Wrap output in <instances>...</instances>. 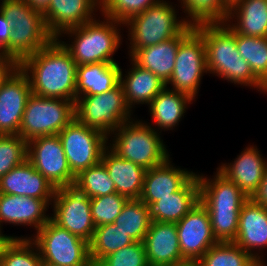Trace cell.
<instances>
[{"label":"cell","mask_w":267,"mask_h":266,"mask_svg":"<svg viewBox=\"0 0 267 266\" xmlns=\"http://www.w3.org/2000/svg\"><path fill=\"white\" fill-rule=\"evenodd\" d=\"M19 67L27 75L33 94L76 102L77 64L57 38L23 59Z\"/></svg>","instance_id":"6da1fadb"},{"label":"cell","mask_w":267,"mask_h":266,"mask_svg":"<svg viewBox=\"0 0 267 266\" xmlns=\"http://www.w3.org/2000/svg\"><path fill=\"white\" fill-rule=\"evenodd\" d=\"M50 207V219L55 224L91 242L96 227L89 197L74 186L57 188Z\"/></svg>","instance_id":"7c38bea8"},{"label":"cell","mask_w":267,"mask_h":266,"mask_svg":"<svg viewBox=\"0 0 267 266\" xmlns=\"http://www.w3.org/2000/svg\"><path fill=\"white\" fill-rule=\"evenodd\" d=\"M30 240L37 246L42 262L59 266H93L89 243L51 219Z\"/></svg>","instance_id":"9c48e42d"},{"label":"cell","mask_w":267,"mask_h":266,"mask_svg":"<svg viewBox=\"0 0 267 266\" xmlns=\"http://www.w3.org/2000/svg\"><path fill=\"white\" fill-rule=\"evenodd\" d=\"M180 14L192 26L203 23H224L230 13L225 0H177ZM185 13V14H184Z\"/></svg>","instance_id":"4dcf8cb0"},{"label":"cell","mask_w":267,"mask_h":266,"mask_svg":"<svg viewBox=\"0 0 267 266\" xmlns=\"http://www.w3.org/2000/svg\"><path fill=\"white\" fill-rule=\"evenodd\" d=\"M176 227L182 257L191 266L218 243L212 233L209 213L200 201L176 223Z\"/></svg>","instance_id":"5bb4252c"},{"label":"cell","mask_w":267,"mask_h":266,"mask_svg":"<svg viewBox=\"0 0 267 266\" xmlns=\"http://www.w3.org/2000/svg\"><path fill=\"white\" fill-rule=\"evenodd\" d=\"M0 11L12 28L9 43L0 52L17 63L54 38L46 28L43 12L31 7L25 0H0Z\"/></svg>","instance_id":"5b68a950"},{"label":"cell","mask_w":267,"mask_h":266,"mask_svg":"<svg viewBox=\"0 0 267 266\" xmlns=\"http://www.w3.org/2000/svg\"><path fill=\"white\" fill-rule=\"evenodd\" d=\"M174 3L160 0L124 23V29L128 30L125 34L128 44L126 55L131 58L139 49L170 40L189 25Z\"/></svg>","instance_id":"8992f818"},{"label":"cell","mask_w":267,"mask_h":266,"mask_svg":"<svg viewBox=\"0 0 267 266\" xmlns=\"http://www.w3.org/2000/svg\"><path fill=\"white\" fill-rule=\"evenodd\" d=\"M212 233L218 242H233L237 236L239 212L208 211Z\"/></svg>","instance_id":"b9f144b4"},{"label":"cell","mask_w":267,"mask_h":266,"mask_svg":"<svg viewBox=\"0 0 267 266\" xmlns=\"http://www.w3.org/2000/svg\"><path fill=\"white\" fill-rule=\"evenodd\" d=\"M127 200L128 198L118 193L90 198L91 214L95 227L113 223Z\"/></svg>","instance_id":"ab89813d"},{"label":"cell","mask_w":267,"mask_h":266,"mask_svg":"<svg viewBox=\"0 0 267 266\" xmlns=\"http://www.w3.org/2000/svg\"><path fill=\"white\" fill-rule=\"evenodd\" d=\"M127 70H120V84L123 88L126 104L133 114L138 105L149 106L150 102L166 86L157 75L141 68L130 57ZM125 72V73H124ZM136 105V106H135Z\"/></svg>","instance_id":"cb8c5ba5"},{"label":"cell","mask_w":267,"mask_h":266,"mask_svg":"<svg viewBox=\"0 0 267 266\" xmlns=\"http://www.w3.org/2000/svg\"><path fill=\"white\" fill-rule=\"evenodd\" d=\"M195 173L194 170L175 166L170 156L161 165L146 170L139 199L149 207L166 196H172V193L178 191Z\"/></svg>","instance_id":"7402d4cb"},{"label":"cell","mask_w":267,"mask_h":266,"mask_svg":"<svg viewBox=\"0 0 267 266\" xmlns=\"http://www.w3.org/2000/svg\"><path fill=\"white\" fill-rule=\"evenodd\" d=\"M101 161L114 182L116 193L128 199L140 198L146 173L144 168L120 158L109 147L103 151Z\"/></svg>","instance_id":"83f0119b"},{"label":"cell","mask_w":267,"mask_h":266,"mask_svg":"<svg viewBox=\"0 0 267 266\" xmlns=\"http://www.w3.org/2000/svg\"><path fill=\"white\" fill-rule=\"evenodd\" d=\"M55 188L26 159L0 178V193L54 199Z\"/></svg>","instance_id":"d4e9b609"},{"label":"cell","mask_w":267,"mask_h":266,"mask_svg":"<svg viewBox=\"0 0 267 266\" xmlns=\"http://www.w3.org/2000/svg\"><path fill=\"white\" fill-rule=\"evenodd\" d=\"M100 12L101 0H51L43 18L48 32L57 38L67 29L94 20Z\"/></svg>","instance_id":"ac0fdd59"},{"label":"cell","mask_w":267,"mask_h":266,"mask_svg":"<svg viewBox=\"0 0 267 266\" xmlns=\"http://www.w3.org/2000/svg\"><path fill=\"white\" fill-rule=\"evenodd\" d=\"M240 56L249 64L254 75L267 87V37H252L236 33Z\"/></svg>","instance_id":"e575fe53"},{"label":"cell","mask_w":267,"mask_h":266,"mask_svg":"<svg viewBox=\"0 0 267 266\" xmlns=\"http://www.w3.org/2000/svg\"><path fill=\"white\" fill-rule=\"evenodd\" d=\"M193 29L194 26L188 25L170 40L139 49L131 59L141 68L149 70L167 83L174 71L179 44Z\"/></svg>","instance_id":"484cf974"},{"label":"cell","mask_w":267,"mask_h":266,"mask_svg":"<svg viewBox=\"0 0 267 266\" xmlns=\"http://www.w3.org/2000/svg\"><path fill=\"white\" fill-rule=\"evenodd\" d=\"M19 67L17 63L10 56L0 52V89L7 80V78Z\"/></svg>","instance_id":"7bdbcfd3"},{"label":"cell","mask_w":267,"mask_h":266,"mask_svg":"<svg viewBox=\"0 0 267 266\" xmlns=\"http://www.w3.org/2000/svg\"><path fill=\"white\" fill-rule=\"evenodd\" d=\"M206 74L209 75L204 39L193 29L179 44L174 71L166 86L196 100Z\"/></svg>","instance_id":"30bf717a"},{"label":"cell","mask_w":267,"mask_h":266,"mask_svg":"<svg viewBox=\"0 0 267 266\" xmlns=\"http://www.w3.org/2000/svg\"><path fill=\"white\" fill-rule=\"evenodd\" d=\"M134 242L122 228L114 223L97 226L89 243L93 266H96L104 257Z\"/></svg>","instance_id":"1f68e13d"},{"label":"cell","mask_w":267,"mask_h":266,"mask_svg":"<svg viewBox=\"0 0 267 266\" xmlns=\"http://www.w3.org/2000/svg\"><path fill=\"white\" fill-rule=\"evenodd\" d=\"M160 0H101L100 14L122 24Z\"/></svg>","instance_id":"74e56055"},{"label":"cell","mask_w":267,"mask_h":266,"mask_svg":"<svg viewBox=\"0 0 267 266\" xmlns=\"http://www.w3.org/2000/svg\"><path fill=\"white\" fill-rule=\"evenodd\" d=\"M226 23L238 34L267 37V0H238Z\"/></svg>","instance_id":"f1b7e54d"},{"label":"cell","mask_w":267,"mask_h":266,"mask_svg":"<svg viewBox=\"0 0 267 266\" xmlns=\"http://www.w3.org/2000/svg\"><path fill=\"white\" fill-rule=\"evenodd\" d=\"M233 243L256 261L266 260L267 255L264 253L267 252V208L252 198H248L241 207L237 236Z\"/></svg>","instance_id":"e0dca14e"},{"label":"cell","mask_w":267,"mask_h":266,"mask_svg":"<svg viewBox=\"0 0 267 266\" xmlns=\"http://www.w3.org/2000/svg\"><path fill=\"white\" fill-rule=\"evenodd\" d=\"M233 160L221 162L217 169L251 198L262 181L267 157L257 145L249 143Z\"/></svg>","instance_id":"d6986e66"},{"label":"cell","mask_w":267,"mask_h":266,"mask_svg":"<svg viewBox=\"0 0 267 266\" xmlns=\"http://www.w3.org/2000/svg\"><path fill=\"white\" fill-rule=\"evenodd\" d=\"M73 186L89 198L116 193L114 182L102 161L79 172Z\"/></svg>","instance_id":"8d00e7d4"},{"label":"cell","mask_w":267,"mask_h":266,"mask_svg":"<svg viewBox=\"0 0 267 266\" xmlns=\"http://www.w3.org/2000/svg\"><path fill=\"white\" fill-rule=\"evenodd\" d=\"M96 266H149L143 242H134L104 257Z\"/></svg>","instance_id":"60d3db41"},{"label":"cell","mask_w":267,"mask_h":266,"mask_svg":"<svg viewBox=\"0 0 267 266\" xmlns=\"http://www.w3.org/2000/svg\"><path fill=\"white\" fill-rule=\"evenodd\" d=\"M31 94L28 77L18 67L0 89V135H19L23 113Z\"/></svg>","instance_id":"2e32d148"},{"label":"cell","mask_w":267,"mask_h":266,"mask_svg":"<svg viewBox=\"0 0 267 266\" xmlns=\"http://www.w3.org/2000/svg\"><path fill=\"white\" fill-rule=\"evenodd\" d=\"M194 29L204 39L209 76L267 94V87L238 53L236 32L226 22L203 23L194 26Z\"/></svg>","instance_id":"7a4b0ae2"},{"label":"cell","mask_w":267,"mask_h":266,"mask_svg":"<svg viewBox=\"0 0 267 266\" xmlns=\"http://www.w3.org/2000/svg\"><path fill=\"white\" fill-rule=\"evenodd\" d=\"M75 118V103L64 98L31 94L23 113L19 135L30 140L59 134Z\"/></svg>","instance_id":"ba28073f"},{"label":"cell","mask_w":267,"mask_h":266,"mask_svg":"<svg viewBox=\"0 0 267 266\" xmlns=\"http://www.w3.org/2000/svg\"><path fill=\"white\" fill-rule=\"evenodd\" d=\"M71 172H79L101 161L103 151L108 147V136L90 128L74 118L58 134Z\"/></svg>","instance_id":"8fae6325"},{"label":"cell","mask_w":267,"mask_h":266,"mask_svg":"<svg viewBox=\"0 0 267 266\" xmlns=\"http://www.w3.org/2000/svg\"><path fill=\"white\" fill-rule=\"evenodd\" d=\"M195 101L190 95L176 91L165 86L160 93L150 102L148 114L152 121L143 120L152 126L158 133L177 130V126L186 116L190 105Z\"/></svg>","instance_id":"603a6c76"},{"label":"cell","mask_w":267,"mask_h":266,"mask_svg":"<svg viewBox=\"0 0 267 266\" xmlns=\"http://www.w3.org/2000/svg\"><path fill=\"white\" fill-rule=\"evenodd\" d=\"M256 260L233 242L213 245L194 266H252Z\"/></svg>","instance_id":"d590c367"},{"label":"cell","mask_w":267,"mask_h":266,"mask_svg":"<svg viewBox=\"0 0 267 266\" xmlns=\"http://www.w3.org/2000/svg\"><path fill=\"white\" fill-rule=\"evenodd\" d=\"M136 116L126 104L120 83L110 91L84 95L77 98L75 102V118L80 123L97 129L106 136Z\"/></svg>","instance_id":"52a82bcc"},{"label":"cell","mask_w":267,"mask_h":266,"mask_svg":"<svg viewBox=\"0 0 267 266\" xmlns=\"http://www.w3.org/2000/svg\"><path fill=\"white\" fill-rule=\"evenodd\" d=\"M37 246L30 238H9L0 242V266H41Z\"/></svg>","instance_id":"836d02e7"},{"label":"cell","mask_w":267,"mask_h":266,"mask_svg":"<svg viewBox=\"0 0 267 266\" xmlns=\"http://www.w3.org/2000/svg\"><path fill=\"white\" fill-rule=\"evenodd\" d=\"M200 201L199 179L196 173L172 196H166L149 206L151 220L177 223Z\"/></svg>","instance_id":"4316f807"},{"label":"cell","mask_w":267,"mask_h":266,"mask_svg":"<svg viewBox=\"0 0 267 266\" xmlns=\"http://www.w3.org/2000/svg\"><path fill=\"white\" fill-rule=\"evenodd\" d=\"M101 18V19H100ZM124 24L102 15L63 31L57 39L77 64L118 63L113 56L123 45Z\"/></svg>","instance_id":"3957f363"},{"label":"cell","mask_w":267,"mask_h":266,"mask_svg":"<svg viewBox=\"0 0 267 266\" xmlns=\"http://www.w3.org/2000/svg\"><path fill=\"white\" fill-rule=\"evenodd\" d=\"M41 266H59V265L48 263V262H42Z\"/></svg>","instance_id":"681fc988"},{"label":"cell","mask_w":267,"mask_h":266,"mask_svg":"<svg viewBox=\"0 0 267 266\" xmlns=\"http://www.w3.org/2000/svg\"><path fill=\"white\" fill-rule=\"evenodd\" d=\"M26 159V140L20 135H0V178Z\"/></svg>","instance_id":"f35d334b"},{"label":"cell","mask_w":267,"mask_h":266,"mask_svg":"<svg viewBox=\"0 0 267 266\" xmlns=\"http://www.w3.org/2000/svg\"><path fill=\"white\" fill-rule=\"evenodd\" d=\"M215 169L212 176L197 171L200 202L207 211L240 212L248 197L235 183Z\"/></svg>","instance_id":"44dd1931"},{"label":"cell","mask_w":267,"mask_h":266,"mask_svg":"<svg viewBox=\"0 0 267 266\" xmlns=\"http://www.w3.org/2000/svg\"><path fill=\"white\" fill-rule=\"evenodd\" d=\"M143 244L149 266H191L182 257L176 223L152 221Z\"/></svg>","instance_id":"ffe728a7"},{"label":"cell","mask_w":267,"mask_h":266,"mask_svg":"<svg viewBox=\"0 0 267 266\" xmlns=\"http://www.w3.org/2000/svg\"><path fill=\"white\" fill-rule=\"evenodd\" d=\"M12 28L0 11V51L9 43Z\"/></svg>","instance_id":"f6af8a7d"},{"label":"cell","mask_w":267,"mask_h":266,"mask_svg":"<svg viewBox=\"0 0 267 266\" xmlns=\"http://www.w3.org/2000/svg\"><path fill=\"white\" fill-rule=\"evenodd\" d=\"M27 160L57 189L73 186L71 172L58 134L27 142Z\"/></svg>","instance_id":"4fadbf2b"},{"label":"cell","mask_w":267,"mask_h":266,"mask_svg":"<svg viewBox=\"0 0 267 266\" xmlns=\"http://www.w3.org/2000/svg\"><path fill=\"white\" fill-rule=\"evenodd\" d=\"M256 203L267 208V167L258 190L251 197Z\"/></svg>","instance_id":"ee69618b"},{"label":"cell","mask_w":267,"mask_h":266,"mask_svg":"<svg viewBox=\"0 0 267 266\" xmlns=\"http://www.w3.org/2000/svg\"><path fill=\"white\" fill-rule=\"evenodd\" d=\"M31 7L44 12L51 0H25Z\"/></svg>","instance_id":"bcb514c9"},{"label":"cell","mask_w":267,"mask_h":266,"mask_svg":"<svg viewBox=\"0 0 267 266\" xmlns=\"http://www.w3.org/2000/svg\"><path fill=\"white\" fill-rule=\"evenodd\" d=\"M119 63L83 64L76 68V100L84 95L102 94L120 83Z\"/></svg>","instance_id":"f546056e"},{"label":"cell","mask_w":267,"mask_h":266,"mask_svg":"<svg viewBox=\"0 0 267 266\" xmlns=\"http://www.w3.org/2000/svg\"><path fill=\"white\" fill-rule=\"evenodd\" d=\"M7 233H5L4 234V232H2L1 230H0V242H2V241H5V240H7V239H9V238H21V236H16V235H10V234H7Z\"/></svg>","instance_id":"7dc6e473"},{"label":"cell","mask_w":267,"mask_h":266,"mask_svg":"<svg viewBox=\"0 0 267 266\" xmlns=\"http://www.w3.org/2000/svg\"><path fill=\"white\" fill-rule=\"evenodd\" d=\"M152 220L149 207L139 198L128 199L114 220L135 242H143Z\"/></svg>","instance_id":"d6a6232c"},{"label":"cell","mask_w":267,"mask_h":266,"mask_svg":"<svg viewBox=\"0 0 267 266\" xmlns=\"http://www.w3.org/2000/svg\"><path fill=\"white\" fill-rule=\"evenodd\" d=\"M252 266H267V260L256 261Z\"/></svg>","instance_id":"c3c4849f"},{"label":"cell","mask_w":267,"mask_h":266,"mask_svg":"<svg viewBox=\"0 0 267 266\" xmlns=\"http://www.w3.org/2000/svg\"><path fill=\"white\" fill-rule=\"evenodd\" d=\"M53 199H38L18 195L0 193V230L3 225L21 226L33 229V233L20 235L21 238H30L49 220V206ZM11 224V225H10Z\"/></svg>","instance_id":"9a60e30c"},{"label":"cell","mask_w":267,"mask_h":266,"mask_svg":"<svg viewBox=\"0 0 267 266\" xmlns=\"http://www.w3.org/2000/svg\"><path fill=\"white\" fill-rule=\"evenodd\" d=\"M162 138V134L136 116L108 136V147L120 158L148 170L172 156Z\"/></svg>","instance_id":"277c9868"}]
</instances>
